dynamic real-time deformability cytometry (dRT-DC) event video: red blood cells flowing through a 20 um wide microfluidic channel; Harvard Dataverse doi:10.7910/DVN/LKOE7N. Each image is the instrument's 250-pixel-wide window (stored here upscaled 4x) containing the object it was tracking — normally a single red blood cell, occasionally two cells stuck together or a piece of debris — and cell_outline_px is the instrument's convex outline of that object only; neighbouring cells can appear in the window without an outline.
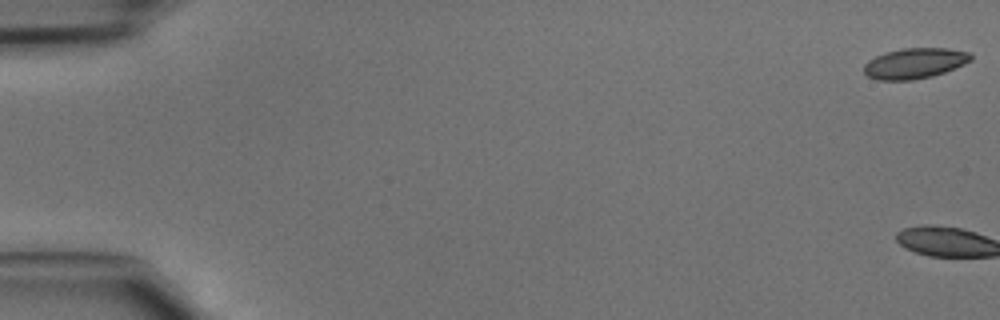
{"species": "common noctule bat (a hibernating species)", "species_latin": "Nyctalus noctula", "temperature_condition": "cold", "stored_images_in_passage": 2, "camera_frame_rate_fps": 3000, "um_per_image_px": 0.085, "animal": {"sex": "male", "body_mass_g": 15.6}, "frame": {"image": 1, "passage_image": 1, "time_ms": 0.0, "image_size_px": [1000, 320], "cell_outline_px": [[972, 60], [964, 64], [944, 72], [932, 76], [912, 80], [876, 80], [868, 76], [864, 72], [864, 64], [868, 60], [884, 52], [904, 48], [948, 48], [972, 52]], "centroid_in_image_um": [77.76, 5.37], "position_along_channel_um": 7.2, "area_um2": 19.13}}